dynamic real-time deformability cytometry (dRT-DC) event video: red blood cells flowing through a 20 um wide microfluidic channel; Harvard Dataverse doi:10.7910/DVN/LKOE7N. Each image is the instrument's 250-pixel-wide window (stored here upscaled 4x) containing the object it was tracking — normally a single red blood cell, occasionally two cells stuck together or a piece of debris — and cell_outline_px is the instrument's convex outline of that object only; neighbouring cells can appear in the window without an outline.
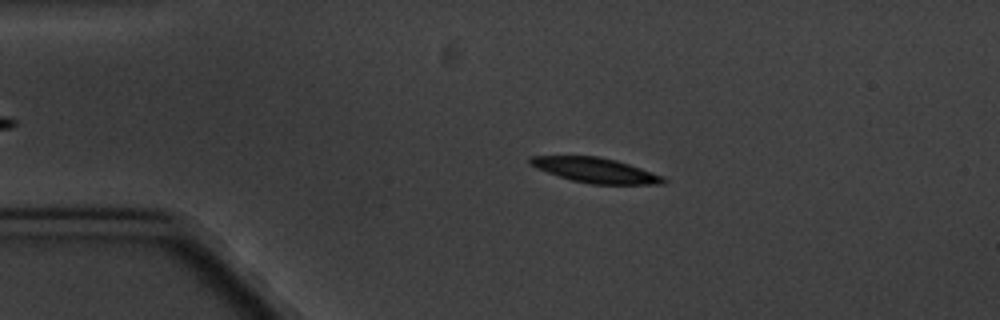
{"species": "common noctule bat (a hibernating species)", "species_latin": "Nyctalus noctula", "temperature_condition": "cold", "stored_images_in_passage": 7, "camera_frame_rate_fps": 3000, "um_per_image_px": 0.085, "animal": {"sex": "male", "body_mass_g": 20.1, "forearm_length_mm": 53.5}, "frame": {"image": 1, "passage_image": 3, "time_ms": 2.333, "image_size_px": [1000, 320], "cell_outline_px": [[668, 180], [664, 184], [588, 184], [572, 180], [536, 168], [528, 164], [528, 156], [596, 156], [616, 160], [664, 176]], "centroid_in_image_um": [50.61, 14.47], "position_along_channel_um": 34.4, "area_um2": 19.31}}
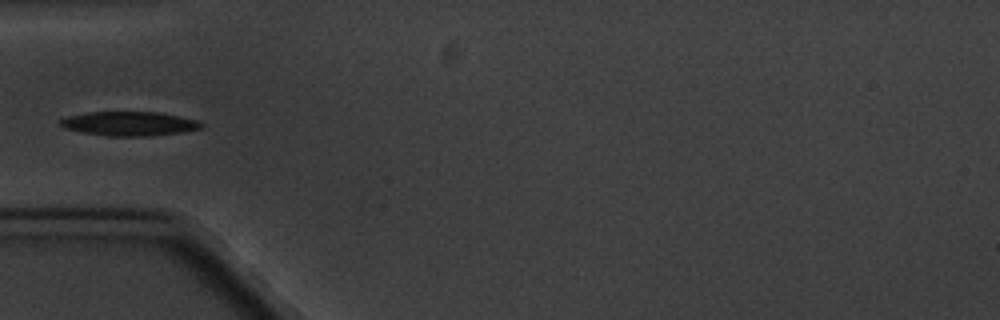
{"frame": {"image": 2, "passage_image": 5, "time_ms": 4.667, "image_size_px": [1000, 320], "cell_outline_px": [[204, 124], [200, 128], [184, 132], [148, 136], [108, 136], [84, 132], [64, 128], [56, 124], [60, 120], [68, 116], [88, 112], [160, 112], [196, 120]], "centroid_in_image_um": [10.96, 10.51], "position_along_channel_um": 74.0, "area_um2": 19.83}}